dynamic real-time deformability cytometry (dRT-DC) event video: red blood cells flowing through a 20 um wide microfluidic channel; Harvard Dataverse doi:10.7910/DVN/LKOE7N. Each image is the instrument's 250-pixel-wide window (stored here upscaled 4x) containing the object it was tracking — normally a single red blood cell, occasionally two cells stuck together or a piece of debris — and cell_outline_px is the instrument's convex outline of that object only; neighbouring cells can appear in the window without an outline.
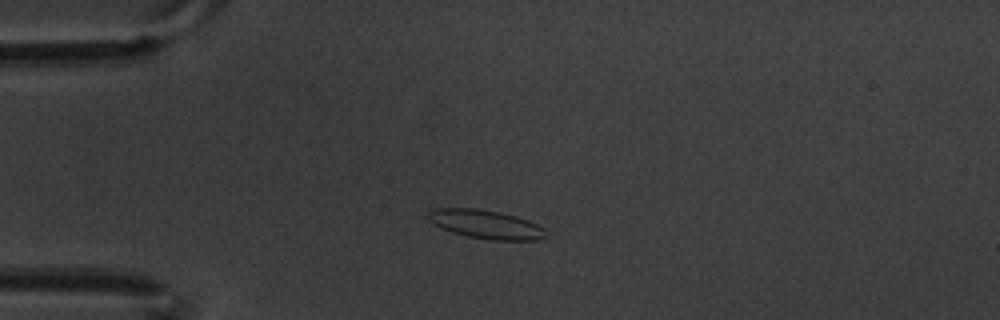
{"species": "common noctule bat (a hibernating species)", "species_latin": "Nyctalus noctula", "temperature_condition": "warm", "stored_images_in_passage": 4, "camera_frame_rate_fps": 3000, "um_per_image_px": 0.085, "animal": {"sex": "male", "body_mass_g": 20.1, "forearm_length_mm": 53.5}, "frame": {"image": 1, "passage_image": 3, "time_ms": 0.667, "image_size_px": [1000, 320], "cell_outline_px": [[548, 236], [540, 240], [492, 240], [468, 236], [452, 232], [440, 228], [432, 224], [428, 220], [428, 212], [436, 208], [476, 208], [500, 212], [516, 216], [528, 220], [544, 228]], "centroid_in_image_um": [41.3, 19.07], "position_along_channel_um": 43.7, "area_um2": 19.83}}